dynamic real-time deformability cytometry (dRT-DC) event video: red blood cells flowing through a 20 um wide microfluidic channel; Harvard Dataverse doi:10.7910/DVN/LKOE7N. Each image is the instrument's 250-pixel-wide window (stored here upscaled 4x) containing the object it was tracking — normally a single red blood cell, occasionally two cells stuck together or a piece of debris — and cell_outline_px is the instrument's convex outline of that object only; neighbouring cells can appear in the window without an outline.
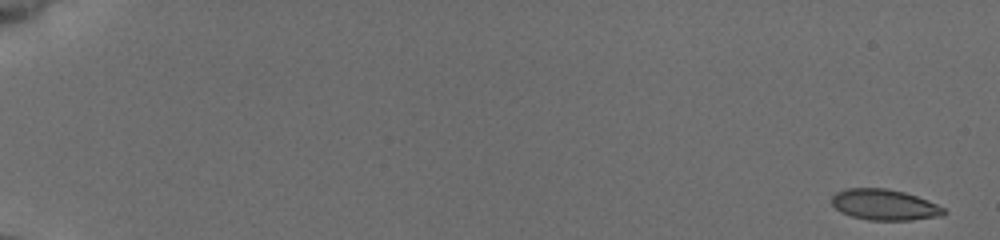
{"species": "common noctule bat (a hibernating species)", "species_latin": "Nyctalus noctula", "temperature_condition": "cold", "stored_images_in_passage": 54, "camera_frame_rate_fps": 3000, "um_per_image_px": 0.085, "animal": {"sex": "female", "body_mass_g": 19.5, "forearm_length_mm": 54.1}, "frame": {"image": 1, "passage_image": 1, "time_ms": 0.0, "image_size_px": [1000, 240], "cell_outline_px": [[948, 212], [944, 216], [912, 220], [868, 220], [852, 216], [840, 212], [832, 204], [832, 196], [836, 192], [844, 188], [888, 188], [904, 192], [928, 200], [944, 208]], "centroid_in_image_um": [75.2, 17.4], "position_along_channel_um": 9.8, "area_um2": 20.35}}
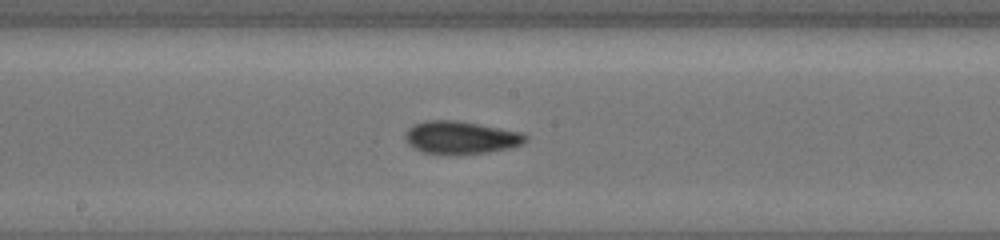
{"frame": {"image": 2, "passage_image": 31, "time_ms": 10.0, "image_size_px": [1000, 240], "cell_outline_px": [[528, 136], [524, 144], [512, 148], [488, 152], [424, 152], [412, 148], [404, 140], [404, 132], [408, 128], [424, 120], [456, 120], [524, 132]], "centroid_in_image_um": [39.19, 11.65], "position_along_channel_um": 209.0, "area_um2": 22.72}}
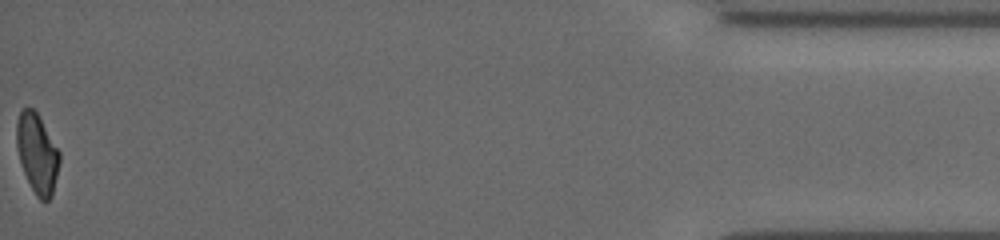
{"frame": {"image": 3, "passage_image": 54, "time_ms": 17.667, "image_size_px": [1000, 240], "cell_outline_px": [[60, 164], [52, 196], [44, 204], [36, 196], [24, 172], [20, 160], [16, 144], [16, 120], [20, 112], [24, 108], [32, 108], [36, 112], [60, 152]], "centroid_in_image_um": [3.17, 13.08], "position_along_channel_um": 432.0, "area_um2": 19.83}, "authors_computed_cell_mechanics": {"area_um2": 21.2993, "velocity_mm_per_s": 3.9396, "shape_relaxation_time_tau1_ms": 4.9004, "shape_relaxation_time_tau2_ms": 3.5625, "deformation_change_tau1": 0.1358, "deformation_change_tau2": 0.0683}}